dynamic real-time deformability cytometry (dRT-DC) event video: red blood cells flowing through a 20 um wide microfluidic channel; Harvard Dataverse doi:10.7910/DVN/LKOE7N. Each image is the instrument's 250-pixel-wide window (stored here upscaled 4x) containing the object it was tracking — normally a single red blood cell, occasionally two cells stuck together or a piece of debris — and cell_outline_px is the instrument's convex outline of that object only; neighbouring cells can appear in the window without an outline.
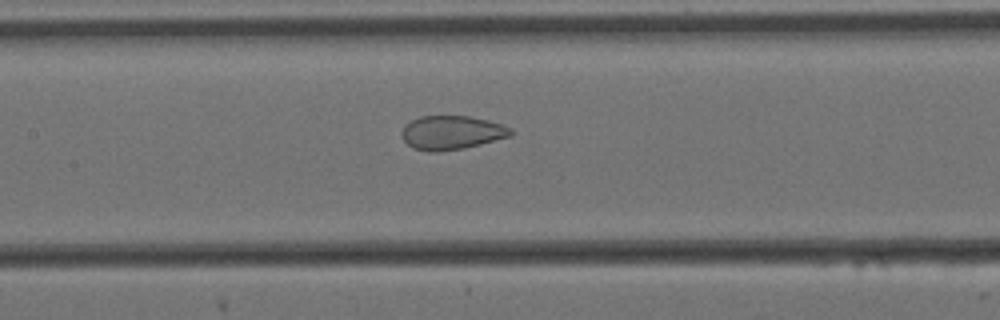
{"species": "Egyptian fruit bat (a non-hibernating species)", "species_latin": "Rousettus aegyptiacus", "temperature_condition": "cold", "stored_images_in_passage": 7, "camera_frame_rate_fps": 3000, "um_per_image_px": 0.085, "animal": {"sex": "female"}, "frame": {"image": 1, "passage_image": 7, "time_ms": 2.0, "image_size_px": [1000, 320], "cell_outline_px": [[512, 136], [464, 148], [436, 152], [428, 152], [412, 148], [404, 140], [400, 132], [404, 124], [420, 116], [468, 116], [488, 120], [512, 128]], "centroid_in_image_um": [38.36, 11.27], "position_along_channel_um": 169.0, "area_um2": 21.62}}